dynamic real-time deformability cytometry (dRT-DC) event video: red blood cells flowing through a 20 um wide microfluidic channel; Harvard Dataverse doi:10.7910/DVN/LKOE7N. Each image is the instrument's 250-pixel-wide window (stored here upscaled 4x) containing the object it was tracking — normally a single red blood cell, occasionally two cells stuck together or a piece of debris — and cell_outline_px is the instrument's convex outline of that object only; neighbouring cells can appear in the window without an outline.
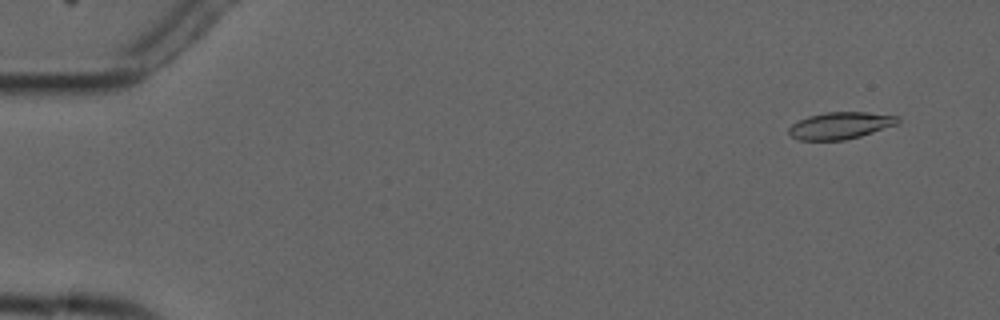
{"species": "common noctule bat (a hibernating species)", "species_latin": "Nyctalus noctula", "temperature_condition": "cold", "stored_images_in_passage": 9, "camera_frame_rate_fps": 3000, "um_per_image_px": 0.085, "animal": {"sex": "male", "forearm_length_mm": 52.5}, "frame": {"image": 1, "passage_image": 1, "time_ms": 0.0, "image_size_px": [1000, 320], "cell_outline_px": [[900, 120], [896, 124], [860, 136], [844, 140], [796, 140], [788, 132], [788, 128], [792, 124], [808, 116], [824, 112], [868, 112], [900, 116]], "centroid_in_image_um": [71.41, 10.66], "position_along_channel_um": 13.6, "area_um2": 17.05}}
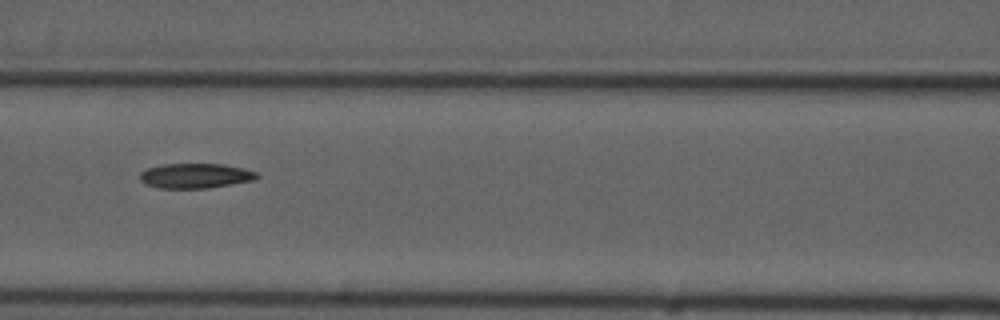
{"frame": {"image": 2, "passage_image": 7, "time_ms": 7.0, "image_size_px": [1000, 320], "cell_outline_px": [[260, 176], [256, 180], [208, 188], [160, 188], [144, 184], [140, 180], [140, 172], [148, 168], [164, 164], [224, 164], [244, 168], [256, 172]], "centroid_in_image_um": [16.63, 14.94], "position_along_channel_um": 150.0, "area_um2": 17.05}}
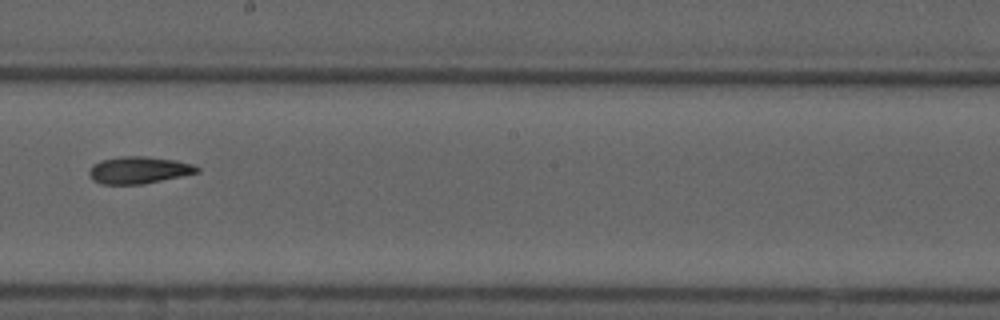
{"frame": {"image": 3, "passage_image": 9, "time_ms": 9.333, "image_size_px": [1000, 320], "cell_outline_px": [[200, 172], [144, 184], [100, 184], [92, 180], [88, 172], [92, 164], [100, 160], [120, 156], [144, 156], [176, 160], [192, 164], [200, 168]], "centroid_in_image_um": [11.77, 14.45], "position_along_channel_um": 236.4, "area_um2": 17.17}}